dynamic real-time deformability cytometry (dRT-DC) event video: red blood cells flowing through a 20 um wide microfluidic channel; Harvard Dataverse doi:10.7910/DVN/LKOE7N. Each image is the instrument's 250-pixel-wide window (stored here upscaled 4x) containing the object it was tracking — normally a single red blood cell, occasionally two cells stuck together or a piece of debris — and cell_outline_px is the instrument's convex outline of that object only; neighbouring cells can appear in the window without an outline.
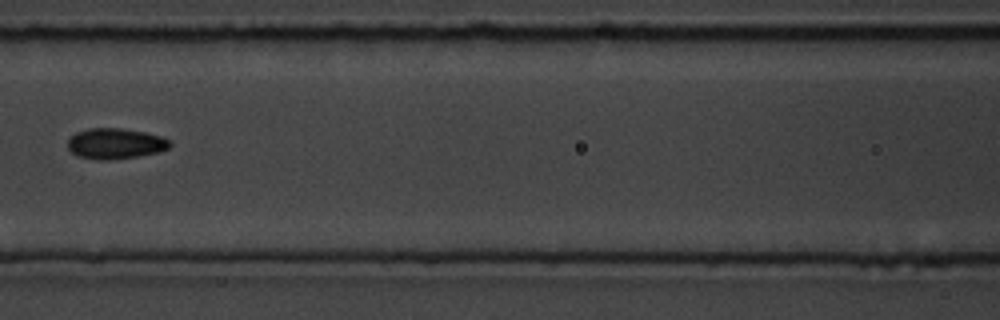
{"species": "common noctule bat (a hibernating species)", "species_latin": "Nyctalus noctula", "temperature_condition": "room temperature", "stored_images_in_passage": 7, "camera_frame_rate_fps": 3000, "um_per_image_px": 0.085, "animal": {"sex": "male", "body_mass_g": 19.5, "forearm_length_mm": 54.6}, "frame": {"image": 1, "passage_image": 6, "time_ms": 6.0, "image_size_px": [1000, 320], "cell_outline_px": [[172, 144], [168, 148], [160, 152], [112, 160], [100, 160], [76, 156], [68, 148], [68, 140], [76, 132], [88, 128], [120, 128], [144, 132], [160, 136], [168, 140]], "centroid_in_image_um": [9.78, 12.21], "position_along_channel_um": 156.8, "area_um2": 18.21}}